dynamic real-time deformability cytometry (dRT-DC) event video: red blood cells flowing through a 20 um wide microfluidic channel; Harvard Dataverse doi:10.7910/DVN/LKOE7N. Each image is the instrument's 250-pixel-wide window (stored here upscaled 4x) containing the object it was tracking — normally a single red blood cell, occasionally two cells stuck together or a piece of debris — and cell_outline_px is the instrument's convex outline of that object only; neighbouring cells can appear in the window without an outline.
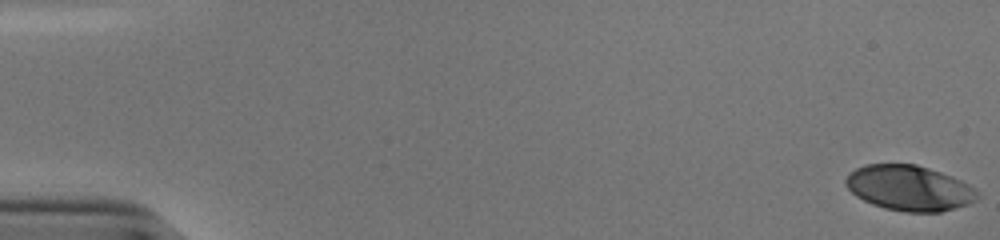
{"species": "human", "species_latin": "Homo sapiens", "temperature_condition": "cold", "stored_images_in_passage": 55, "camera_frame_rate_fps": 3000, "um_per_image_px": 0.085, "donor": {"sex": "male"}, "frame": {"image": 1, "passage_image": 1, "time_ms": 0.0, "image_size_px": [1000, 240], "cell_outline_px": [[980, 196], [976, 200], [968, 204], [940, 212], [904, 212], [884, 208], [872, 204], [856, 196], [844, 184], [844, 180], [848, 172], [864, 164], [916, 164], [952, 176], [976, 188], [980, 192]], "centroid_in_image_um": [77.28, 15.98], "position_along_channel_um": 7.7, "area_um2": 35.03}}
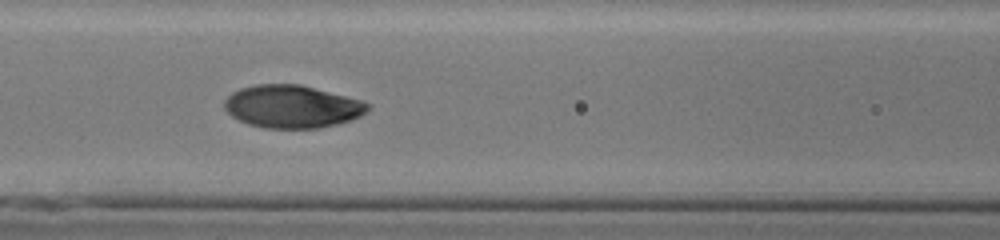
{"frame": {"image": 2, "passage_image": 25, "time_ms": 8.0, "image_size_px": [1000, 240], "cell_outline_px": [[372, 104], [360, 116], [352, 120], [320, 128], [264, 128], [248, 124], [232, 116], [224, 108], [224, 100], [232, 92], [240, 88], [256, 84], [300, 84], [360, 100]], "centroid_in_image_um": [24.8, 9.06], "position_along_channel_um": 141.8, "area_um2": 35.6}}
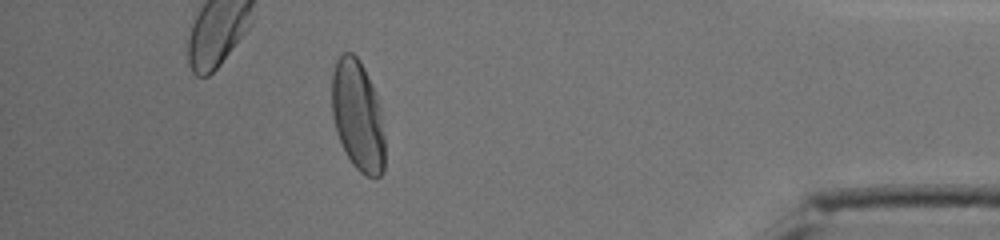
{"frame": {"image": 3, "passage_image": 49, "time_ms": 16.0, "image_size_px": [1000, 240], "cell_outline_px": [[384, 172], [380, 176], [364, 176], [352, 164], [336, 132], [332, 116], [332, 72], [336, 60], [344, 52], [352, 52], [360, 60], [372, 84], [380, 108], [384, 136]], "centroid_in_image_um": [30.4, 9.82], "position_along_channel_um": 404.8, "area_um2": 34.1}, "authors_computed_cell_mechanics": {"area_um2": 35.3158, "velocity_mm_per_s": 3.8027, "shape_relaxation_time_tau1_ms": 2.9716, "shape_relaxation_time_tau2_ms": null, "deformation_change_tau1": 0.1822, "deformation_change_tau2": null}}